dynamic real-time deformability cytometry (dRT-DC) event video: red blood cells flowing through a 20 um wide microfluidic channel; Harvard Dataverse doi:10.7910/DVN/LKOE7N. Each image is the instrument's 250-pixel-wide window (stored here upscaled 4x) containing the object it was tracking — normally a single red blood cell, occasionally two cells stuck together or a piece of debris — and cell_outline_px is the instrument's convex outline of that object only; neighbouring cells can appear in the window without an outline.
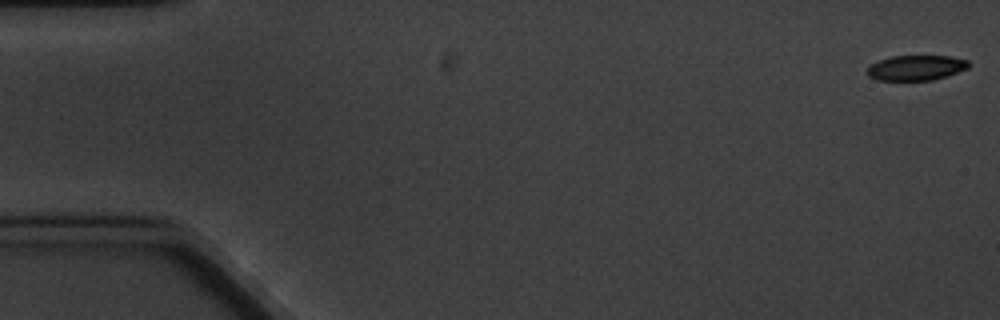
{"species": "common noctule bat (a hibernating species)", "species_latin": "Nyctalus noctula", "temperature_condition": "cold", "stored_images_in_passage": 6, "camera_frame_rate_fps": 3000, "um_per_image_px": 0.085, "animal": {"sex": "male", "body_mass_g": 20.1, "forearm_length_mm": 53.5}, "frame": {"image": 1, "passage_image": 1, "time_ms": 0.0, "image_size_px": [1000, 320], "cell_outline_px": [[968, 68], [948, 76], [932, 80], [876, 80], [868, 76], [864, 72], [868, 64], [892, 56], [952, 56], [968, 60]], "centroid_in_image_um": [77.81, 5.76], "position_along_channel_um": 7.2, "area_um2": 15.09}}
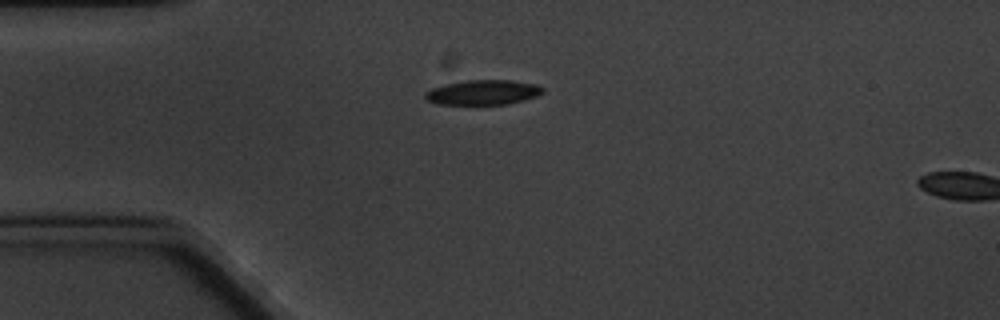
{"frame": {"image": 2, "passage_image": 5, "time_ms": 4.667, "image_size_px": [1000, 320], "cell_outline_px": [[544, 92], [536, 96], [524, 100], [508, 104], [436, 104], [428, 100], [424, 96], [424, 92], [432, 88], [444, 84], [464, 80], [512, 80], [536, 84], [544, 88]], "centroid_in_image_um": [41.06, 7.84], "position_along_channel_um": 43.9, "area_um2": 17.11}}